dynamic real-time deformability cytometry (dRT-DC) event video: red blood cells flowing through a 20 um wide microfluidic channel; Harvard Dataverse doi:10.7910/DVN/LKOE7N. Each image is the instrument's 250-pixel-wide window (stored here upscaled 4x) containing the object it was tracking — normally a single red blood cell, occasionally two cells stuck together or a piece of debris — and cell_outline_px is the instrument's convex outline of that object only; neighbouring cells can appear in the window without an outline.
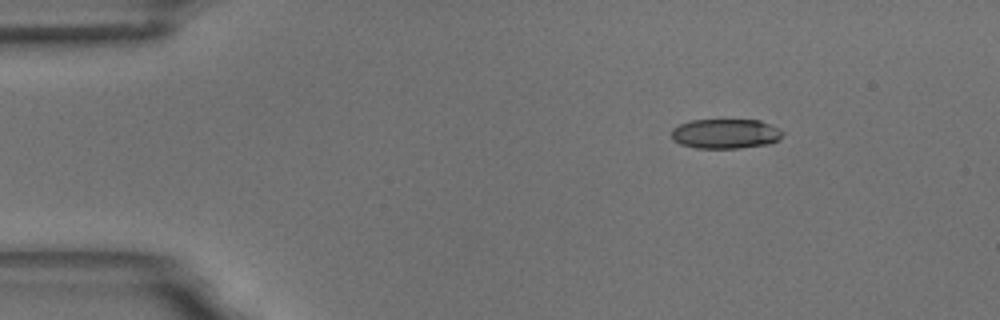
{"species": "common noctule bat (a hibernating species)", "species_latin": "Nyctalus noctula", "temperature_condition": "room temperature", "stored_images_in_passage": 47, "camera_frame_rate_fps": 3000, "um_per_image_px": 0.085, "animal": {"sex": "male", "body_mass_g": 18.8}, "frame": {"image": 1, "passage_image": 1, "time_ms": 0.0, "image_size_px": [1000, 320], "cell_outline_px": [[784, 132], [776, 140], [768, 144], [740, 148], [696, 148], [680, 144], [672, 140], [672, 128], [680, 124], [692, 120], [760, 120], [780, 128]], "centroid_in_image_um": [61.65, 11.36], "position_along_channel_um": 23.4, "area_um2": 19.25}}
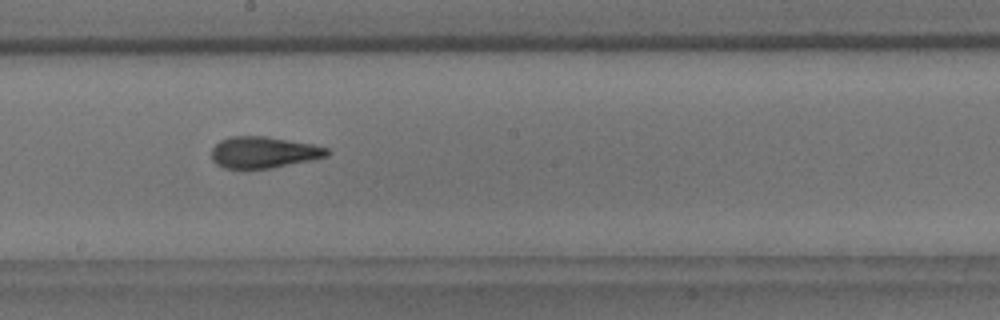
{"frame": {"image": 2, "passage_image": 25, "time_ms": 8.0, "image_size_px": [1000, 320], "cell_outline_px": [[332, 152], [328, 156], [312, 160], [272, 168], [244, 172], [224, 168], [216, 164], [212, 160], [212, 148], [220, 140], [228, 136], [264, 136], [312, 144], [328, 148]], "centroid_in_image_um": [22.37, 12.99], "position_along_channel_um": 225.8, "area_um2": 21.91}}
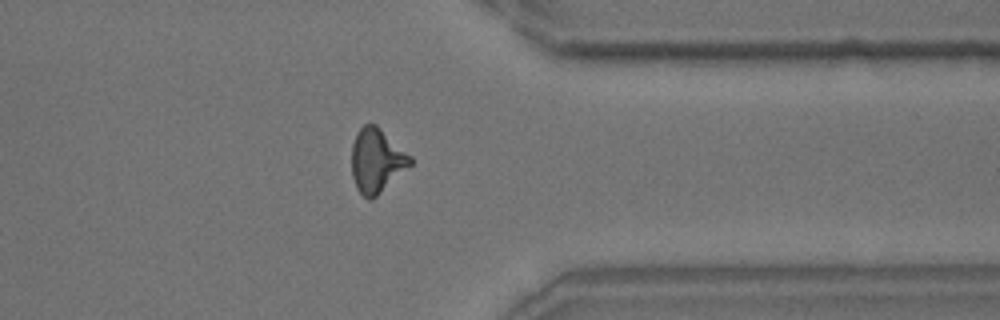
{"frame": {"image": 3, "passage_image": 39, "time_ms": 12.667, "image_size_px": [1000, 320], "cell_outline_px": [[412, 164], [372, 200], [368, 200], [356, 188], [352, 176], [352, 144], [356, 132], [364, 124], [376, 124], [412, 156]], "centroid_in_image_um": [32.01, 13.64], "position_along_channel_um": 379.4, "area_um2": 21.91}, "authors_computed_cell_mechanics": {"area_um2": 20.8658, "velocity_mm_per_s": 3.4506, "shape_relaxation_time_tau1_ms": 5.1501, "shape_relaxation_time_tau2_ms": 2.019, "deformation_change_tau1": 0.2007, "deformation_change_tau2": 0.1114}}